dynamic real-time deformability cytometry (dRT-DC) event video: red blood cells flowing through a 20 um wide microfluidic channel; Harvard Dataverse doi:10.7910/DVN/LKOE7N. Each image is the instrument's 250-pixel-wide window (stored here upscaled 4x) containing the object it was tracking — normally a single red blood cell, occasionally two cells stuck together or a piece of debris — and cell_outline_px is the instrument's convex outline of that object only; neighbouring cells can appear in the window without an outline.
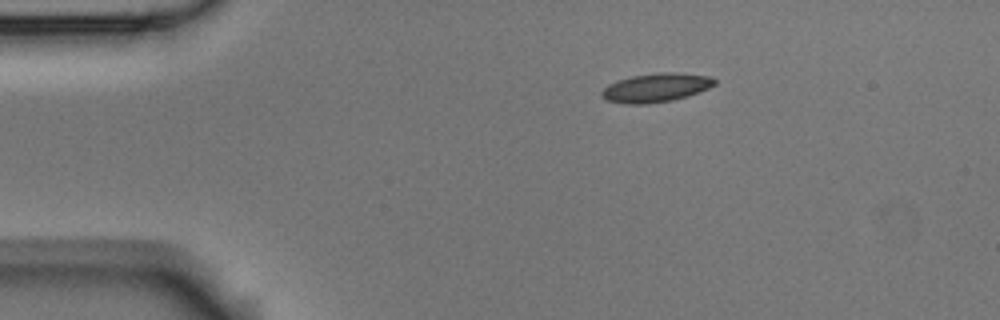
{"species": "Egyptian fruit bat (a non-hibernating species)", "species_latin": "Rousettus aegyptiacus", "temperature_condition": "room temperature", "stored_images_in_passage": 4, "camera_frame_rate_fps": 3000, "um_per_image_px": 0.085, "animal": {"sex": "male"}, "frame": {"image": 1, "passage_image": 1, "time_ms": 0.0, "image_size_px": [1000, 320], "cell_outline_px": [[716, 84], [700, 92], [688, 96], [672, 100], [648, 104], [624, 104], [608, 100], [600, 96], [600, 92], [608, 84], [632, 76], [664, 72], [672, 72], [712, 76], [716, 80]], "centroid_in_image_um": [55.78, 7.46], "position_along_channel_um": 29.2, "area_um2": 18.96}}
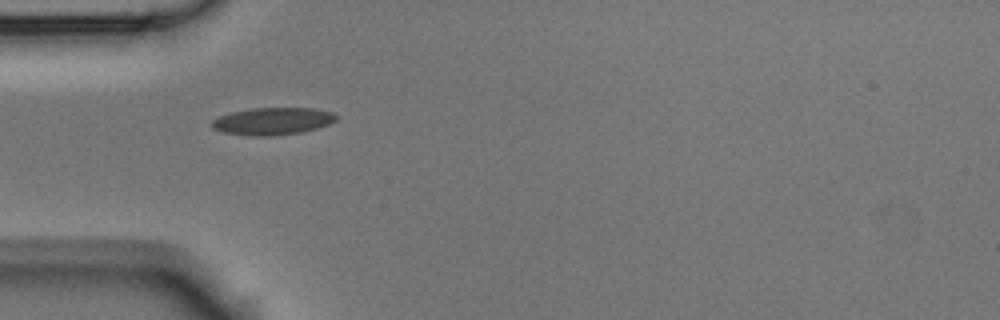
{"frame": {"image": 2, "passage_image": 3, "time_ms": 2.333, "image_size_px": [1000, 320], "cell_outline_px": [[336, 120], [328, 124], [316, 128], [300, 132], [264, 136], [252, 136], [224, 132], [212, 128], [212, 120], [220, 116], [232, 112], [252, 108], [312, 108], [332, 112], [336, 116]], "centroid_in_image_um": [23.16, 10.29], "position_along_channel_um": 61.8, "area_um2": 19.42}}
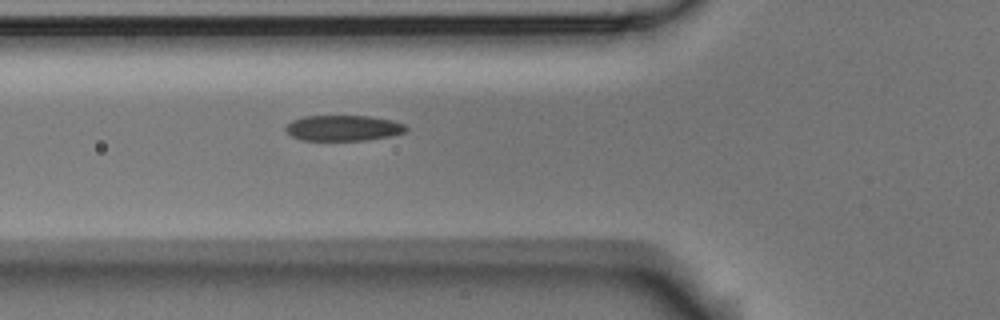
{"frame": {"image": 3, "passage_image": 4, "time_ms": 3.333, "image_size_px": [1000, 320], "cell_outline_px": [[408, 128], [404, 132], [388, 136], [364, 140], [300, 140], [292, 136], [284, 128], [292, 120], [304, 116], [368, 116], [392, 120], [404, 124]], "centroid_in_image_um": [29.15, 10.88], "position_along_channel_um": 96.6, "area_um2": 17.8}}